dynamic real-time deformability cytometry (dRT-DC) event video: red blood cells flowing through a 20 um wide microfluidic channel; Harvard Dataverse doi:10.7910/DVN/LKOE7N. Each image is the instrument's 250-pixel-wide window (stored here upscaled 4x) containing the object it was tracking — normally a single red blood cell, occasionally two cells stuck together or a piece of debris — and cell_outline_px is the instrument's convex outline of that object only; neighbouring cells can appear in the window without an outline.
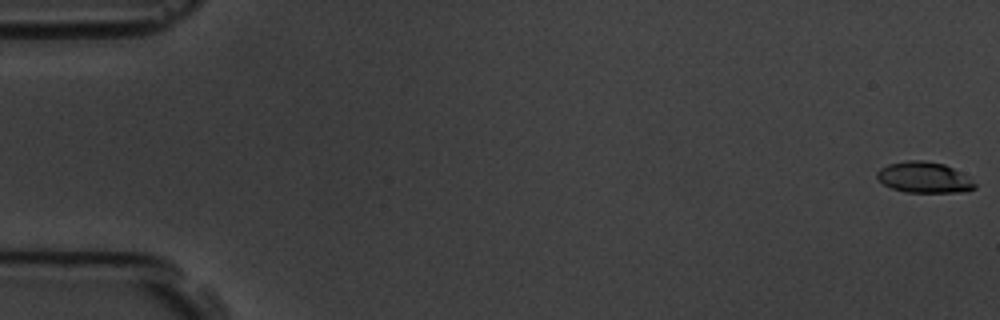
{"species": "common noctule bat (a hibernating species)", "species_latin": "Nyctalus noctula", "temperature_condition": "room temperature", "stored_images_in_passage": 10, "camera_frame_rate_fps": 3000, "um_per_image_px": 0.085, "animal": {"sex": "male", "body_mass_g": 19.5, "forearm_length_mm": 54.6}, "frame": {"image": 1, "passage_image": 1, "time_ms": 0.0, "image_size_px": [1000, 320], "cell_outline_px": [[976, 188], [968, 192], [904, 192], [892, 188], [884, 184], [876, 176], [876, 172], [880, 168], [888, 164], [908, 160], [924, 160], [944, 164], [960, 172], [972, 180], [976, 184]], "centroid_in_image_um": [78.55, 15.08], "position_along_channel_um": 6.4, "area_um2": 17.63}}
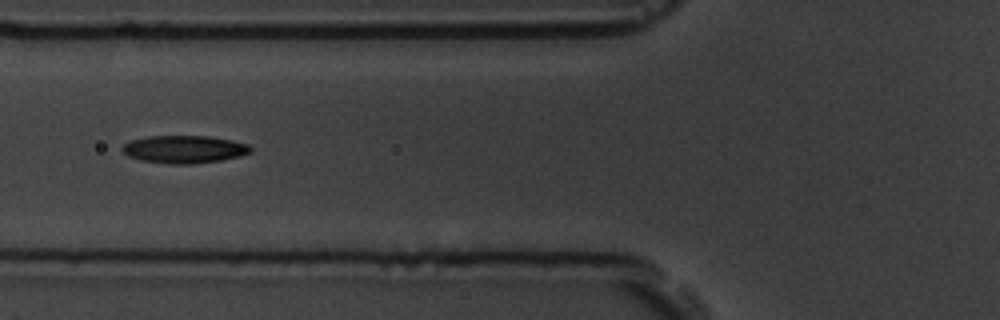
{"frame": {"image": 2, "passage_image": 7, "time_ms": 7.0, "image_size_px": [1000, 320], "cell_outline_px": [[252, 152], [240, 156], [220, 160], [188, 164], [172, 164], [140, 160], [128, 156], [120, 148], [124, 144], [132, 140], [148, 136], [208, 136], [232, 140], [248, 144], [252, 148]], "centroid_in_image_um": [15.67, 12.68], "position_along_channel_um": 110.1, "area_um2": 20.63}}
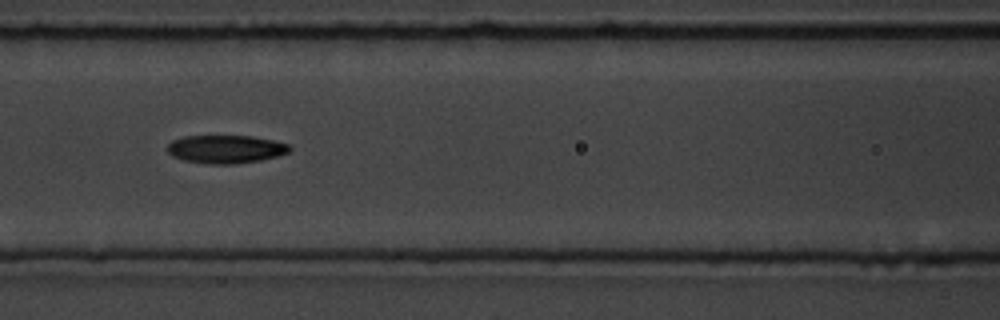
{"frame": {"image": 3, "passage_image": 8, "time_ms": 8.0, "image_size_px": [1000, 320], "cell_outline_px": [[292, 148], [288, 152], [276, 156], [260, 160], [236, 164], [208, 164], [184, 160], [172, 156], [168, 152], [168, 144], [172, 140], [184, 136], [252, 136], [272, 140], [288, 144]], "centroid_in_image_um": [19.17, 12.68], "position_along_channel_um": 147.4, "area_um2": 20.0}}